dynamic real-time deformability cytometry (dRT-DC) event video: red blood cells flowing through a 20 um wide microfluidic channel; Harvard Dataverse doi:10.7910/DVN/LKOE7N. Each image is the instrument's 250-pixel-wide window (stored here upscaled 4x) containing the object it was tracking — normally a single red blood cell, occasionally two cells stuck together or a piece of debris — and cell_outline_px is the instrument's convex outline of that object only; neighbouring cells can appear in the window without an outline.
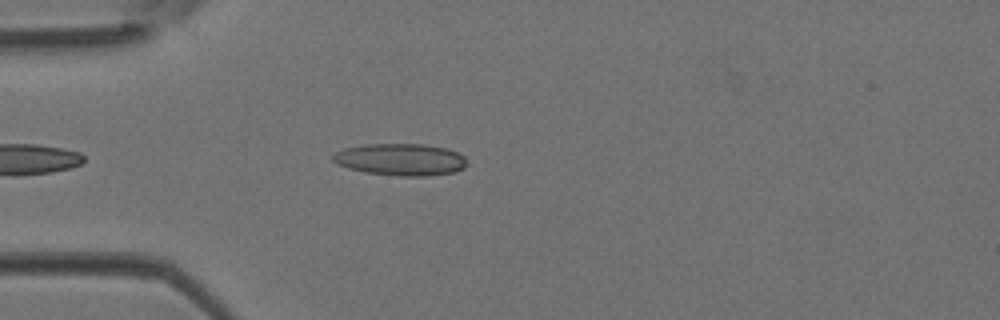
{"species": "Egyptian fruit bat (a non-hibernating species)", "species_latin": "Rousettus aegyptiacus", "temperature_condition": "room temperature", "stored_images_in_passage": 23, "camera_frame_rate_fps": 3000, "um_per_image_px": 0.085, "animal": {"sex": "female"}, "frame": {"image": 1, "passage_image": 4, "time_ms": 1.0, "image_size_px": [1000, 320], "cell_outline_px": [[468, 164], [464, 168], [456, 172], [428, 176], [396, 176], [364, 172], [348, 168], [336, 164], [332, 160], [332, 156], [336, 152], [344, 148], [364, 144], [420, 144], [448, 148], [460, 152], [464, 156]], "centroid_in_image_um": [34.08, 13.56], "position_along_channel_um": 50.9, "area_um2": 25.37}}
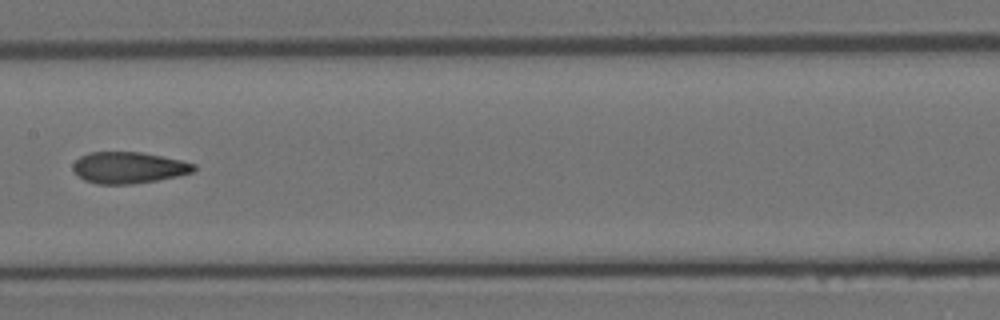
{"frame": {"image": 2, "passage_image": 14, "time_ms": 4.333, "image_size_px": [1000, 320], "cell_outline_px": [[196, 168], [192, 172], [176, 176], [156, 180], [132, 184], [96, 184], [84, 180], [72, 168], [72, 164], [80, 156], [88, 152], [140, 152], [180, 160], [196, 164]], "centroid_in_image_um": [10.9, 14.25], "position_along_channel_um": 196.5, "area_um2": 21.96}}
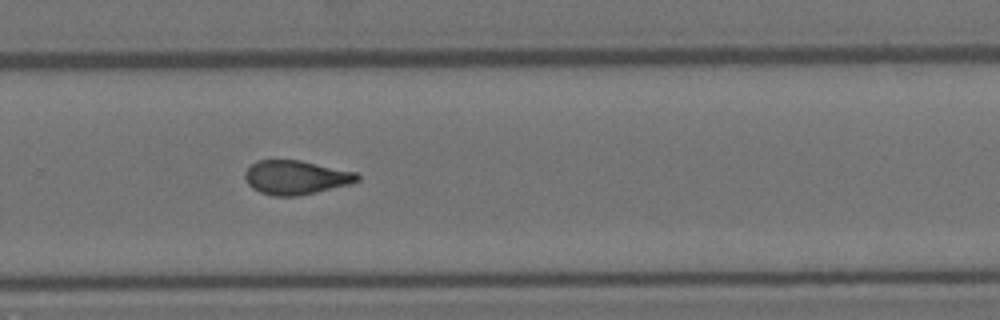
{"frame": {"image": 3, "passage_image": 21, "time_ms": 6.667, "image_size_px": [1000, 320], "cell_outline_px": [[360, 180], [348, 184], [300, 196], [276, 196], [260, 192], [252, 188], [248, 184], [244, 176], [244, 172], [256, 160], [300, 160], [356, 172], [360, 176]], "centroid_in_image_um": [25.13, 15.08], "position_along_channel_um": 304.7, "area_um2": 22.2}}